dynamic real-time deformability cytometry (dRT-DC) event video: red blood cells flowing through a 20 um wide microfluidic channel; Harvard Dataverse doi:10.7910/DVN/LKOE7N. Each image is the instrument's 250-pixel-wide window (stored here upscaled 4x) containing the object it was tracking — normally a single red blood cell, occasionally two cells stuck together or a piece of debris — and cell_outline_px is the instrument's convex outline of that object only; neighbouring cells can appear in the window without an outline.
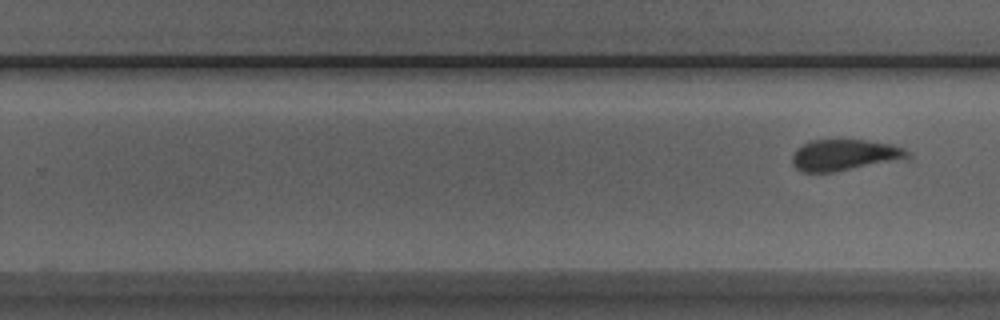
{"species": "Egyptian fruit bat (a non-hibernating species)", "species_latin": "Rousettus aegyptiacus", "temperature_condition": "room temperature", "stored_images_in_passage": 11, "segment_of_instrument_passage": [2, 2], "camera_frame_rate_fps": 3000, "um_per_image_px": 0.085, "animal": {"sex": "male"}, "frame": {"image": 1, "passage_image": 11, "time_ms": 3.333, "image_size_px": [1000, 320], "cell_outline_px": [[912, 156], [908, 160], [832, 172], [800, 172], [792, 164], [792, 156], [796, 148], [808, 140], [868, 140], [892, 144], [904, 148]], "centroid_in_image_um": [71.84, 13.18], "position_along_channel_um": 258.0, "area_um2": 21.56}}